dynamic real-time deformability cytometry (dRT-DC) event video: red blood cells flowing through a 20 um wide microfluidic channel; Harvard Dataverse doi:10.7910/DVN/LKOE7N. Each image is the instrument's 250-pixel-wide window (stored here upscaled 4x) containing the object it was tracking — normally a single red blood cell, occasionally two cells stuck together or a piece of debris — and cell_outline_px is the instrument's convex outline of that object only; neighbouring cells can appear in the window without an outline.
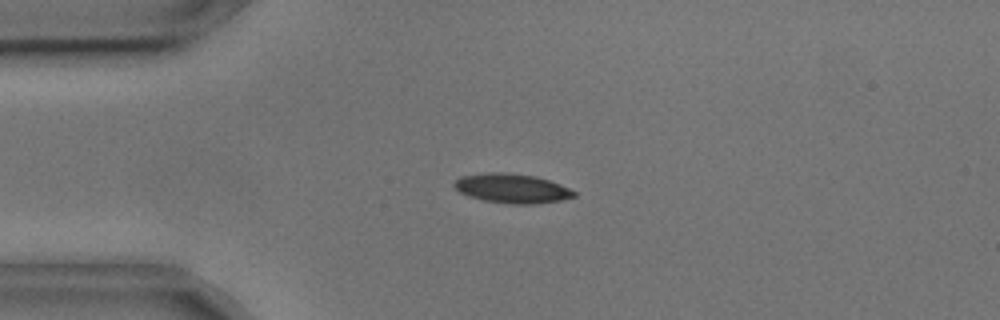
{"species": "common noctule bat (a hibernating species)", "species_latin": "Nyctalus noctula", "temperature_condition": "cold", "stored_images_in_passage": 46, "camera_frame_rate_fps": 3000, "um_per_image_px": 0.085, "animal": {"sex": "male", "body_mass_g": 17.9, "forearm_length_mm": 54.2}, "frame": {"image": 1, "passage_image": 4, "time_ms": 1.0, "image_size_px": [1000, 320], "cell_outline_px": [[576, 196], [560, 200], [532, 204], [512, 204], [484, 200], [468, 196], [460, 192], [452, 184], [460, 176], [488, 172], [504, 172], [536, 176], [560, 184], [576, 192]], "centroid_in_image_um": [43.5, 16.0], "position_along_channel_um": 41.5, "area_um2": 20.4}}
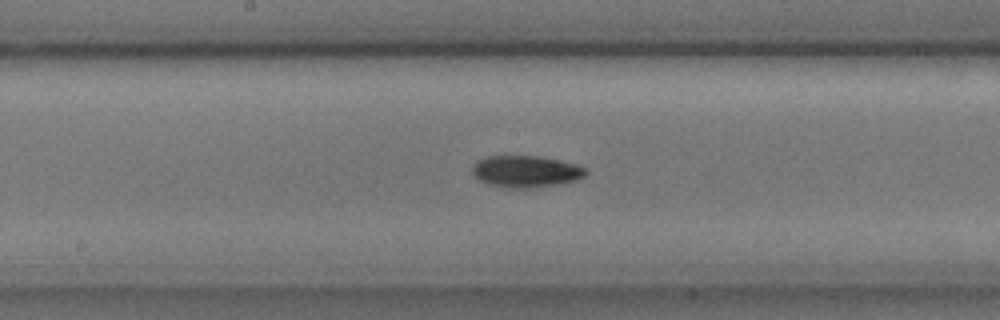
{"frame": {"image": 2, "passage_image": 19, "time_ms": 6.0, "image_size_px": [1000, 320], "cell_outline_px": [[588, 172], [584, 176], [576, 180], [556, 184], [532, 188], [512, 188], [488, 184], [480, 180], [472, 172], [472, 168], [476, 160], [488, 156], [540, 156], [576, 164], [588, 168]], "centroid_in_image_um": [44.71, 14.56], "position_along_channel_um": 203.5, "area_um2": 20.92}}
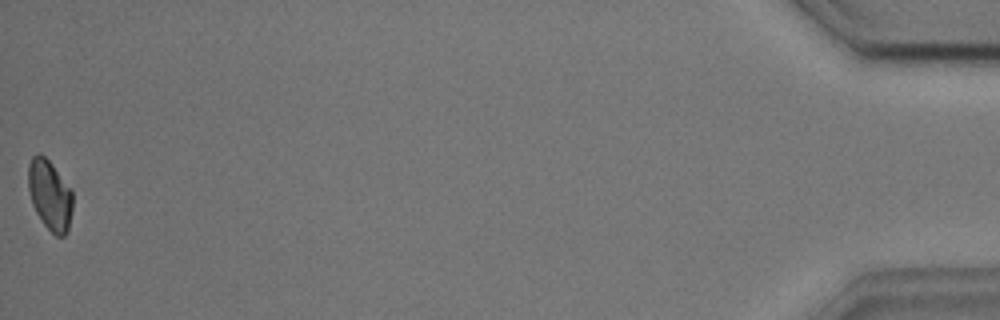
{"frame": {"image": 3, "passage_image": 46, "time_ms": 15.0, "image_size_px": [1000, 320], "cell_outline_px": [[72, 208], [68, 232], [64, 236], [56, 236], [44, 224], [36, 212], [32, 204], [28, 188], [28, 164], [32, 156], [40, 152], [52, 164], [72, 192]], "centroid_in_image_um": [4.22, 16.58], "position_along_channel_um": 431.0, "area_um2": 18.03}, "authors_computed_cell_mechanics": {"area_um2": 20.0855, "velocity_mm_per_s": 3.6306, "shape_relaxation_time_tau1_ms": 3.487, "shape_relaxation_time_tau2_ms": null, "deformation_change_tau1": 0.0929, "deformation_change_tau2": null}}